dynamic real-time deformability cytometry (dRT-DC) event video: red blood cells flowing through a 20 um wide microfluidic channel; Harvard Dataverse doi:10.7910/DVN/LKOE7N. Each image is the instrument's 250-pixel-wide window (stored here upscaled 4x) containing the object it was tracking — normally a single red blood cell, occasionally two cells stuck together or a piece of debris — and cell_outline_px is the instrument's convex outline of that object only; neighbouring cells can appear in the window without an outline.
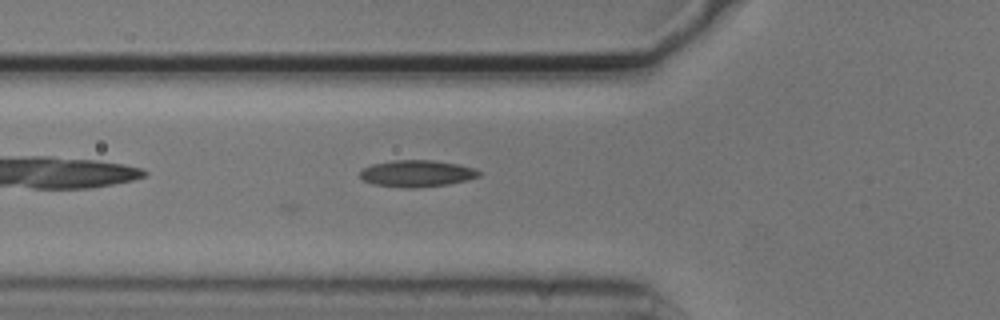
{"species": "common noctule bat (a hibernating species)", "species_latin": "Nyctalus noctula", "temperature_condition": "cold", "stored_images_in_passage": 2, "camera_frame_rate_fps": 3000, "um_per_image_px": 0.085, "animal": {"sex": "male", "body_mass_g": 20.5, "forearm_length_mm": 52.5}, "frame": {"image": 1, "passage_image": 2, "time_ms": 0.333, "image_size_px": [1000, 320], "cell_outline_px": [[480, 176], [468, 180], [448, 184], [412, 188], [404, 188], [372, 184], [364, 180], [360, 176], [360, 172], [364, 168], [372, 164], [392, 160], [432, 160], [456, 164], [476, 168], [480, 172]], "centroid_in_image_um": [35.44, 14.75], "position_along_channel_um": 90.4, "area_um2": 18.5}}